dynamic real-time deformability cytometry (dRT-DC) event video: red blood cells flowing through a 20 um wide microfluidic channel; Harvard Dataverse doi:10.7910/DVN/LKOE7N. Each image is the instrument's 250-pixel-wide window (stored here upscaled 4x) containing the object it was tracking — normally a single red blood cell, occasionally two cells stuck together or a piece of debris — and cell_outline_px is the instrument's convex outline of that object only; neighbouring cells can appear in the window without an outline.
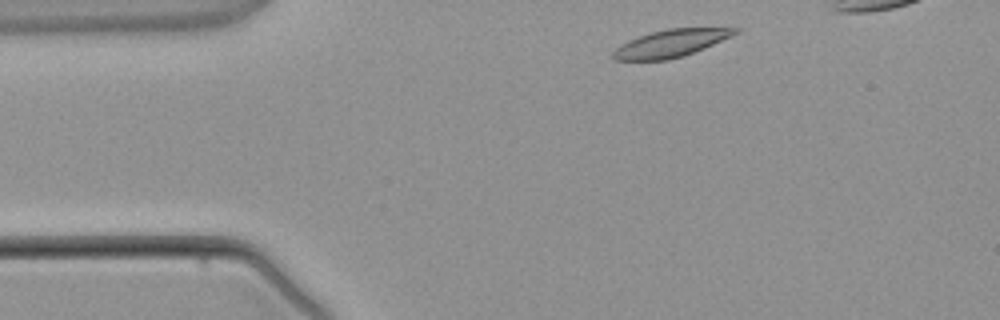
{"species": "common noctule bat (a hibernating species)", "species_latin": "Nyctalus noctula", "temperature_condition": "warm", "stored_images_in_passage": 3, "camera_frame_rate_fps": 3000, "um_per_image_px": 0.085, "animal": {"sex": "male", "body_mass_g": 21.5, "forearm_length_mm": 52.0}, "frame": {"image": 1, "passage_image": 1, "time_ms": 0.0, "image_size_px": [1000, 320], "cell_outline_px": [[740, 28], [732, 36], [704, 48], [684, 56], [668, 60], [612, 60], [608, 56], [620, 44], [628, 40], [652, 32], [668, 28]], "centroid_in_image_um": [56.95, 3.7], "position_along_channel_um": 28.1, "area_um2": 19.48}}